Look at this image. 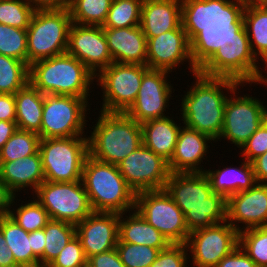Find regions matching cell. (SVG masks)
I'll list each match as a JSON object with an SVG mask.
<instances>
[{
    "mask_svg": "<svg viewBox=\"0 0 267 267\" xmlns=\"http://www.w3.org/2000/svg\"><path fill=\"white\" fill-rule=\"evenodd\" d=\"M249 38L228 16L208 9L199 24L198 73L244 83H264Z\"/></svg>",
    "mask_w": 267,
    "mask_h": 267,
    "instance_id": "cell-1",
    "label": "cell"
},
{
    "mask_svg": "<svg viewBox=\"0 0 267 267\" xmlns=\"http://www.w3.org/2000/svg\"><path fill=\"white\" fill-rule=\"evenodd\" d=\"M185 216L189 232L226 221L227 199L204 172L171 173L164 188Z\"/></svg>",
    "mask_w": 267,
    "mask_h": 267,
    "instance_id": "cell-2",
    "label": "cell"
},
{
    "mask_svg": "<svg viewBox=\"0 0 267 267\" xmlns=\"http://www.w3.org/2000/svg\"><path fill=\"white\" fill-rule=\"evenodd\" d=\"M196 84L186 92L181 102L182 120L186 127L218 140L223 129L225 105L228 96L220 89H229L235 95L239 85L229 78L208 77L195 73Z\"/></svg>",
    "mask_w": 267,
    "mask_h": 267,
    "instance_id": "cell-3",
    "label": "cell"
},
{
    "mask_svg": "<svg viewBox=\"0 0 267 267\" xmlns=\"http://www.w3.org/2000/svg\"><path fill=\"white\" fill-rule=\"evenodd\" d=\"M207 10L198 6L176 29L147 39V67L172 72L189 60L193 74L198 73L199 24Z\"/></svg>",
    "mask_w": 267,
    "mask_h": 267,
    "instance_id": "cell-4",
    "label": "cell"
},
{
    "mask_svg": "<svg viewBox=\"0 0 267 267\" xmlns=\"http://www.w3.org/2000/svg\"><path fill=\"white\" fill-rule=\"evenodd\" d=\"M96 79L81 61L68 52L29 65V83L42 94L71 95L88 100Z\"/></svg>",
    "mask_w": 267,
    "mask_h": 267,
    "instance_id": "cell-5",
    "label": "cell"
},
{
    "mask_svg": "<svg viewBox=\"0 0 267 267\" xmlns=\"http://www.w3.org/2000/svg\"><path fill=\"white\" fill-rule=\"evenodd\" d=\"M100 115L88 137L89 155L117 165L143 144L141 124L123 112L101 111Z\"/></svg>",
    "mask_w": 267,
    "mask_h": 267,
    "instance_id": "cell-6",
    "label": "cell"
},
{
    "mask_svg": "<svg viewBox=\"0 0 267 267\" xmlns=\"http://www.w3.org/2000/svg\"><path fill=\"white\" fill-rule=\"evenodd\" d=\"M81 181L93 211L121 214L135 209L136 194L127 185L117 165L99 161L88 155Z\"/></svg>",
    "mask_w": 267,
    "mask_h": 267,
    "instance_id": "cell-7",
    "label": "cell"
},
{
    "mask_svg": "<svg viewBox=\"0 0 267 267\" xmlns=\"http://www.w3.org/2000/svg\"><path fill=\"white\" fill-rule=\"evenodd\" d=\"M71 24L68 8L35 10L27 28L28 66L67 52Z\"/></svg>",
    "mask_w": 267,
    "mask_h": 267,
    "instance_id": "cell-8",
    "label": "cell"
},
{
    "mask_svg": "<svg viewBox=\"0 0 267 267\" xmlns=\"http://www.w3.org/2000/svg\"><path fill=\"white\" fill-rule=\"evenodd\" d=\"M45 138L40 140L39 153L45 181L75 182L82 179L89 155L88 138Z\"/></svg>",
    "mask_w": 267,
    "mask_h": 267,
    "instance_id": "cell-9",
    "label": "cell"
},
{
    "mask_svg": "<svg viewBox=\"0 0 267 267\" xmlns=\"http://www.w3.org/2000/svg\"><path fill=\"white\" fill-rule=\"evenodd\" d=\"M135 209L171 244H186L190 232L185 216L165 189L136 193Z\"/></svg>",
    "mask_w": 267,
    "mask_h": 267,
    "instance_id": "cell-10",
    "label": "cell"
},
{
    "mask_svg": "<svg viewBox=\"0 0 267 267\" xmlns=\"http://www.w3.org/2000/svg\"><path fill=\"white\" fill-rule=\"evenodd\" d=\"M37 201L52 220L78 224L93 209L81 180L75 182L44 181L35 191Z\"/></svg>",
    "mask_w": 267,
    "mask_h": 267,
    "instance_id": "cell-11",
    "label": "cell"
},
{
    "mask_svg": "<svg viewBox=\"0 0 267 267\" xmlns=\"http://www.w3.org/2000/svg\"><path fill=\"white\" fill-rule=\"evenodd\" d=\"M87 104L81 97L44 94L40 138L83 136Z\"/></svg>",
    "mask_w": 267,
    "mask_h": 267,
    "instance_id": "cell-12",
    "label": "cell"
},
{
    "mask_svg": "<svg viewBox=\"0 0 267 267\" xmlns=\"http://www.w3.org/2000/svg\"><path fill=\"white\" fill-rule=\"evenodd\" d=\"M147 65L113 62L96 74L103 90L101 111L125 113L135 102Z\"/></svg>",
    "mask_w": 267,
    "mask_h": 267,
    "instance_id": "cell-13",
    "label": "cell"
},
{
    "mask_svg": "<svg viewBox=\"0 0 267 267\" xmlns=\"http://www.w3.org/2000/svg\"><path fill=\"white\" fill-rule=\"evenodd\" d=\"M117 166L135 194L164 189L171 174L168 161L144 144L125 157Z\"/></svg>",
    "mask_w": 267,
    "mask_h": 267,
    "instance_id": "cell-14",
    "label": "cell"
},
{
    "mask_svg": "<svg viewBox=\"0 0 267 267\" xmlns=\"http://www.w3.org/2000/svg\"><path fill=\"white\" fill-rule=\"evenodd\" d=\"M227 221L195 230L186 242L194 267H216L239 245V232ZM223 224V225H222Z\"/></svg>",
    "mask_w": 267,
    "mask_h": 267,
    "instance_id": "cell-15",
    "label": "cell"
},
{
    "mask_svg": "<svg viewBox=\"0 0 267 267\" xmlns=\"http://www.w3.org/2000/svg\"><path fill=\"white\" fill-rule=\"evenodd\" d=\"M266 109L263 102L249 95L227 98L219 139L224 137L241 148L265 121Z\"/></svg>",
    "mask_w": 267,
    "mask_h": 267,
    "instance_id": "cell-16",
    "label": "cell"
},
{
    "mask_svg": "<svg viewBox=\"0 0 267 267\" xmlns=\"http://www.w3.org/2000/svg\"><path fill=\"white\" fill-rule=\"evenodd\" d=\"M168 73L166 70L149 69L143 75L137 98L125 112L129 117L139 124L166 117L163 112L168 107L173 88L166 80Z\"/></svg>",
    "mask_w": 267,
    "mask_h": 267,
    "instance_id": "cell-17",
    "label": "cell"
},
{
    "mask_svg": "<svg viewBox=\"0 0 267 267\" xmlns=\"http://www.w3.org/2000/svg\"><path fill=\"white\" fill-rule=\"evenodd\" d=\"M67 52L93 74L113 63L102 26L71 24ZM98 69V70H97Z\"/></svg>",
    "mask_w": 267,
    "mask_h": 267,
    "instance_id": "cell-18",
    "label": "cell"
},
{
    "mask_svg": "<svg viewBox=\"0 0 267 267\" xmlns=\"http://www.w3.org/2000/svg\"><path fill=\"white\" fill-rule=\"evenodd\" d=\"M199 5L195 0H143L140 27L147 39L176 29Z\"/></svg>",
    "mask_w": 267,
    "mask_h": 267,
    "instance_id": "cell-19",
    "label": "cell"
},
{
    "mask_svg": "<svg viewBox=\"0 0 267 267\" xmlns=\"http://www.w3.org/2000/svg\"><path fill=\"white\" fill-rule=\"evenodd\" d=\"M87 260L94 255L116 248L119 231V214L93 211L75 225Z\"/></svg>",
    "mask_w": 267,
    "mask_h": 267,
    "instance_id": "cell-20",
    "label": "cell"
},
{
    "mask_svg": "<svg viewBox=\"0 0 267 267\" xmlns=\"http://www.w3.org/2000/svg\"><path fill=\"white\" fill-rule=\"evenodd\" d=\"M226 221L238 232L267 226V184L256 183L252 188L227 198ZM244 223L241 229L235 223Z\"/></svg>",
    "mask_w": 267,
    "mask_h": 267,
    "instance_id": "cell-21",
    "label": "cell"
},
{
    "mask_svg": "<svg viewBox=\"0 0 267 267\" xmlns=\"http://www.w3.org/2000/svg\"><path fill=\"white\" fill-rule=\"evenodd\" d=\"M113 62L147 64V38L140 25L103 28Z\"/></svg>",
    "mask_w": 267,
    "mask_h": 267,
    "instance_id": "cell-22",
    "label": "cell"
},
{
    "mask_svg": "<svg viewBox=\"0 0 267 267\" xmlns=\"http://www.w3.org/2000/svg\"><path fill=\"white\" fill-rule=\"evenodd\" d=\"M213 139L186 126L180 128L174 154L168 162L171 173L204 172L198 165L207 154L208 142Z\"/></svg>",
    "mask_w": 267,
    "mask_h": 267,
    "instance_id": "cell-23",
    "label": "cell"
},
{
    "mask_svg": "<svg viewBox=\"0 0 267 267\" xmlns=\"http://www.w3.org/2000/svg\"><path fill=\"white\" fill-rule=\"evenodd\" d=\"M0 178L14 195L28 186L35 192L45 181L39 151L15 161L0 162Z\"/></svg>",
    "mask_w": 267,
    "mask_h": 267,
    "instance_id": "cell-24",
    "label": "cell"
},
{
    "mask_svg": "<svg viewBox=\"0 0 267 267\" xmlns=\"http://www.w3.org/2000/svg\"><path fill=\"white\" fill-rule=\"evenodd\" d=\"M228 17L248 36L255 57L267 65V6L236 9Z\"/></svg>",
    "mask_w": 267,
    "mask_h": 267,
    "instance_id": "cell-25",
    "label": "cell"
},
{
    "mask_svg": "<svg viewBox=\"0 0 267 267\" xmlns=\"http://www.w3.org/2000/svg\"><path fill=\"white\" fill-rule=\"evenodd\" d=\"M143 144L168 162L171 160L180 132V126L169 116L141 124Z\"/></svg>",
    "mask_w": 267,
    "mask_h": 267,
    "instance_id": "cell-26",
    "label": "cell"
},
{
    "mask_svg": "<svg viewBox=\"0 0 267 267\" xmlns=\"http://www.w3.org/2000/svg\"><path fill=\"white\" fill-rule=\"evenodd\" d=\"M119 214L118 242L147 245L157 249H166L171 243L155 227L149 224L136 210L124 219ZM123 218V219H121Z\"/></svg>",
    "mask_w": 267,
    "mask_h": 267,
    "instance_id": "cell-27",
    "label": "cell"
},
{
    "mask_svg": "<svg viewBox=\"0 0 267 267\" xmlns=\"http://www.w3.org/2000/svg\"><path fill=\"white\" fill-rule=\"evenodd\" d=\"M212 191L223 195L226 199L235 193L252 188L257 182L252 162L244 160L240 168H224L216 171H204Z\"/></svg>",
    "mask_w": 267,
    "mask_h": 267,
    "instance_id": "cell-28",
    "label": "cell"
},
{
    "mask_svg": "<svg viewBox=\"0 0 267 267\" xmlns=\"http://www.w3.org/2000/svg\"><path fill=\"white\" fill-rule=\"evenodd\" d=\"M14 98L18 129L35 132L40 136L44 94L28 83L14 94Z\"/></svg>",
    "mask_w": 267,
    "mask_h": 267,
    "instance_id": "cell-29",
    "label": "cell"
},
{
    "mask_svg": "<svg viewBox=\"0 0 267 267\" xmlns=\"http://www.w3.org/2000/svg\"><path fill=\"white\" fill-rule=\"evenodd\" d=\"M0 230L20 267H39V259L30 247L31 232H26L8 215L0 217Z\"/></svg>",
    "mask_w": 267,
    "mask_h": 267,
    "instance_id": "cell-30",
    "label": "cell"
},
{
    "mask_svg": "<svg viewBox=\"0 0 267 267\" xmlns=\"http://www.w3.org/2000/svg\"><path fill=\"white\" fill-rule=\"evenodd\" d=\"M45 248L43 253V267H47L63 250L67 243L76 236L75 224L50 220L43 228Z\"/></svg>",
    "mask_w": 267,
    "mask_h": 267,
    "instance_id": "cell-31",
    "label": "cell"
},
{
    "mask_svg": "<svg viewBox=\"0 0 267 267\" xmlns=\"http://www.w3.org/2000/svg\"><path fill=\"white\" fill-rule=\"evenodd\" d=\"M112 0H69L68 9L73 23L103 26Z\"/></svg>",
    "mask_w": 267,
    "mask_h": 267,
    "instance_id": "cell-32",
    "label": "cell"
},
{
    "mask_svg": "<svg viewBox=\"0 0 267 267\" xmlns=\"http://www.w3.org/2000/svg\"><path fill=\"white\" fill-rule=\"evenodd\" d=\"M29 83V66L0 54V93L15 94Z\"/></svg>",
    "mask_w": 267,
    "mask_h": 267,
    "instance_id": "cell-33",
    "label": "cell"
},
{
    "mask_svg": "<svg viewBox=\"0 0 267 267\" xmlns=\"http://www.w3.org/2000/svg\"><path fill=\"white\" fill-rule=\"evenodd\" d=\"M38 133L17 129L0 149V162H10L33 155L39 151Z\"/></svg>",
    "mask_w": 267,
    "mask_h": 267,
    "instance_id": "cell-34",
    "label": "cell"
},
{
    "mask_svg": "<svg viewBox=\"0 0 267 267\" xmlns=\"http://www.w3.org/2000/svg\"><path fill=\"white\" fill-rule=\"evenodd\" d=\"M143 0H112L103 28H126L140 25Z\"/></svg>",
    "mask_w": 267,
    "mask_h": 267,
    "instance_id": "cell-35",
    "label": "cell"
},
{
    "mask_svg": "<svg viewBox=\"0 0 267 267\" xmlns=\"http://www.w3.org/2000/svg\"><path fill=\"white\" fill-rule=\"evenodd\" d=\"M239 246L257 267H267V226L239 232Z\"/></svg>",
    "mask_w": 267,
    "mask_h": 267,
    "instance_id": "cell-36",
    "label": "cell"
},
{
    "mask_svg": "<svg viewBox=\"0 0 267 267\" xmlns=\"http://www.w3.org/2000/svg\"><path fill=\"white\" fill-rule=\"evenodd\" d=\"M0 54L28 65L27 29L0 23Z\"/></svg>",
    "mask_w": 267,
    "mask_h": 267,
    "instance_id": "cell-37",
    "label": "cell"
},
{
    "mask_svg": "<svg viewBox=\"0 0 267 267\" xmlns=\"http://www.w3.org/2000/svg\"><path fill=\"white\" fill-rule=\"evenodd\" d=\"M8 216L29 233L43 229L51 220L48 212L36 199L21 205L16 213L9 210Z\"/></svg>",
    "mask_w": 267,
    "mask_h": 267,
    "instance_id": "cell-38",
    "label": "cell"
},
{
    "mask_svg": "<svg viewBox=\"0 0 267 267\" xmlns=\"http://www.w3.org/2000/svg\"><path fill=\"white\" fill-rule=\"evenodd\" d=\"M116 250L125 267H150L163 249L147 245L117 242Z\"/></svg>",
    "mask_w": 267,
    "mask_h": 267,
    "instance_id": "cell-39",
    "label": "cell"
},
{
    "mask_svg": "<svg viewBox=\"0 0 267 267\" xmlns=\"http://www.w3.org/2000/svg\"><path fill=\"white\" fill-rule=\"evenodd\" d=\"M34 11L27 0H0V23L27 29Z\"/></svg>",
    "mask_w": 267,
    "mask_h": 267,
    "instance_id": "cell-40",
    "label": "cell"
},
{
    "mask_svg": "<svg viewBox=\"0 0 267 267\" xmlns=\"http://www.w3.org/2000/svg\"><path fill=\"white\" fill-rule=\"evenodd\" d=\"M86 261L81 241L74 236L47 267H80Z\"/></svg>",
    "mask_w": 267,
    "mask_h": 267,
    "instance_id": "cell-41",
    "label": "cell"
},
{
    "mask_svg": "<svg viewBox=\"0 0 267 267\" xmlns=\"http://www.w3.org/2000/svg\"><path fill=\"white\" fill-rule=\"evenodd\" d=\"M236 1V2H235ZM195 0V2L207 9L228 16L236 9H243L249 7L267 6V0Z\"/></svg>",
    "mask_w": 267,
    "mask_h": 267,
    "instance_id": "cell-42",
    "label": "cell"
},
{
    "mask_svg": "<svg viewBox=\"0 0 267 267\" xmlns=\"http://www.w3.org/2000/svg\"><path fill=\"white\" fill-rule=\"evenodd\" d=\"M186 252H188L186 244H170L160 251L150 267H187L188 254Z\"/></svg>",
    "mask_w": 267,
    "mask_h": 267,
    "instance_id": "cell-43",
    "label": "cell"
},
{
    "mask_svg": "<svg viewBox=\"0 0 267 267\" xmlns=\"http://www.w3.org/2000/svg\"><path fill=\"white\" fill-rule=\"evenodd\" d=\"M242 156L252 162L258 156L267 152V123L264 121L258 130L243 144Z\"/></svg>",
    "mask_w": 267,
    "mask_h": 267,
    "instance_id": "cell-44",
    "label": "cell"
},
{
    "mask_svg": "<svg viewBox=\"0 0 267 267\" xmlns=\"http://www.w3.org/2000/svg\"><path fill=\"white\" fill-rule=\"evenodd\" d=\"M216 267H257V265L238 245L229 255L222 258Z\"/></svg>",
    "mask_w": 267,
    "mask_h": 267,
    "instance_id": "cell-45",
    "label": "cell"
},
{
    "mask_svg": "<svg viewBox=\"0 0 267 267\" xmlns=\"http://www.w3.org/2000/svg\"><path fill=\"white\" fill-rule=\"evenodd\" d=\"M87 261L93 267H125L116 248L91 256Z\"/></svg>",
    "mask_w": 267,
    "mask_h": 267,
    "instance_id": "cell-46",
    "label": "cell"
},
{
    "mask_svg": "<svg viewBox=\"0 0 267 267\" xmlns=\"http://www.w3.org/2000/svg\"><path fill=\"white\" fill-rule=\"evenodd\" d=\"M0 120H16V102L13 94L0 93Z\"/></svg>",
    "mask_w": 267,
    "mask_h": 267,
    "instance_id": "cell-47",
    "label": "cell"
},
{
    "mask_svg": "<svg viewBox=\"0 0 267 267\" xmlns=\"http://www.w3.org/2000/svg\"><path fill=\"white\" fill-rule=\"evenodd\" d=\"M44 229L31 232V248L33 254L39 259V267H43V253L45 248Z\"/></svg>",
    "mask_w": 267,
    "mask_h": 267,
    "instance_id": "cell-48",
    "label": "cell"
},
{
    "mask_svg": "<svg viewBox=\"0 0 267 267\" xmlns=\"http://www.w3.org/2000/svg\"><path fill=\"white\" fill-rule=\"evenodd\" d=\"M252 165L256 182L267 184V152L255 158Z\"/></svg>",
    "mask_w": 267,
    "mask_h": 267,
    "instance_id": "cell-49",
    "label": "cell"
},
{
    "mask_svg": "<svg viewBox=\"0 0 267 267\" xmlns=\"http://www.w3.org/2000/svg\"><path fill=\"white\" fill-rule=\"evenodd\" d=\"M14 200L15 195L0 178V217L9 214L11 204H13Z\"/></svg>",
    "mask_w": 267,
    "mask_h": 267,
    "instance_id": "cell-50",
    "label": "cell"
},
{
    "mask_svg": "<svg viewBox=\"0 0 267 267\" xmlns=\"http://www.w3.org/2000/svg\"><path fill=\"white\" fill-rule=\"evenodd\" d=\"M0 267H20L14 259L12 251L6 245V240L0 230Z\"/></svg>",
    "mask_w": 267,
    "mask_h": 267,
    "instance_id": "cell-51",
    "label": "cell"
},
{
    "mask_svg": "<svg viewBox=\"0 0 267 267\" xmlns=\"http://www.w3.org/2000/svg\"><path fill=\"white\" fill-rule=\"evenodd\" d=\"M35 10L68 8L69 0H27Z\"/></svg>",
    "mask_w": 267,
    "mask_h": 267,
    "instance_id": "cell-52",
    "label": "cell"
},
{
    "mask_svg": "<svg viewBox=\"0 0 267 267\" xmlns=\"http://www.w3.org/2000/svg\"><path fill=\"white\" fill-rule=\"evenodd\" d=\"M17 123L15 121L0 120V149L9 140V138L17 131Z\"/></svg>",
    "mask_w": 267,
    "mask_h": 267,
    "instance_id": "cell-53",
    "label": "cell"
},
{
    "mask_svg": "<svg viewBox=\"0 0 267 267\" xmlns=\"http://www.w3.org/2000/svg\"><path fill=\"white\" fill-rule=\"evenodd\" d=\"M80 267H93L89 261H86L83 265H81Z\"/></svg>",
    "mask_w": 267,
    "mask_h": 267,
    "instance_id": "cell-54",
    "label": "cell"
},
{
    "mask_svg": "<svg viewBox=\"0 0 267 267\" xmlns=\"http://www.w3.org/2000/svg\"><path fill=\"white\" fill-rule=\"evenodd\" d=\"M265 122L267 123V109H266V112H265Z\"/></svg>",
    "mask_w": 267,
    "mask_h": 267,
    "instance_id": "cell-55",
    "label": "cell"
}]
</instances>
